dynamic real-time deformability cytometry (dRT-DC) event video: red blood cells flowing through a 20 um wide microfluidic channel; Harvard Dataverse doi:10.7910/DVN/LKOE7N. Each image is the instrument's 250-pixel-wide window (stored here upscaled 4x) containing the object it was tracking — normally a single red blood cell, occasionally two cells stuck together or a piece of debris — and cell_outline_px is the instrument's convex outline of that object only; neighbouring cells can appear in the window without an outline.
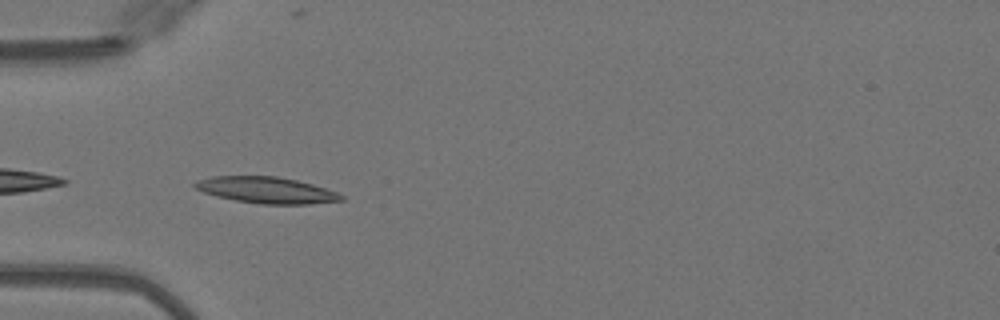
{"species": "Egyptian fruit bat (a non-hibernating species)", "species_latin": "Rousettus aegyptiacus", "temperature_condition": "warm", "stored_images_in_passage": 36, "camera_frame_rate_fps": 3000, "um_per_image_px": 0.085, "animal": {"sex": "female"}, "frame": {"image": 1, "passage_image": 1, "time_ms": 0.0, "image_size_px": [1000, 320], "cell_outline_px": [[344, 200], [308, 204], [260, 204], [236, 200], [216, 196], [204, 192], [196, 188], [192, 184], [196, 180], [212, 176], [276, 176], [296, 180], [312, 184], [336, 192], [344, 196]], "centroid_in_image_um": [22.62, 16.15], "position_along_channel_um": 62.4, "area_um2": 22.31}}
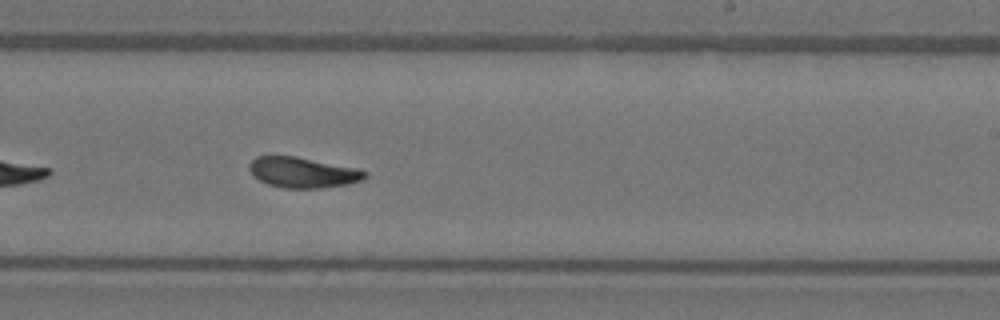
{"frame": {"image": 2, "passage_image": 16, "time_ms": 5.0, "image_size_px": [1000, 320], "cell_outline_px": [[368, 176], [364, 180], [348, 184], [324, 188], [284, 188], [268, 184], [252, 176], [248, 168], [248, 164], [256, 156], [296, 156], [356, 168], [368, 172]], "centroid_in_image_um": [25.74, 14.66], "position_along_channel_um": 263.3, "area_um2": 20.75}}
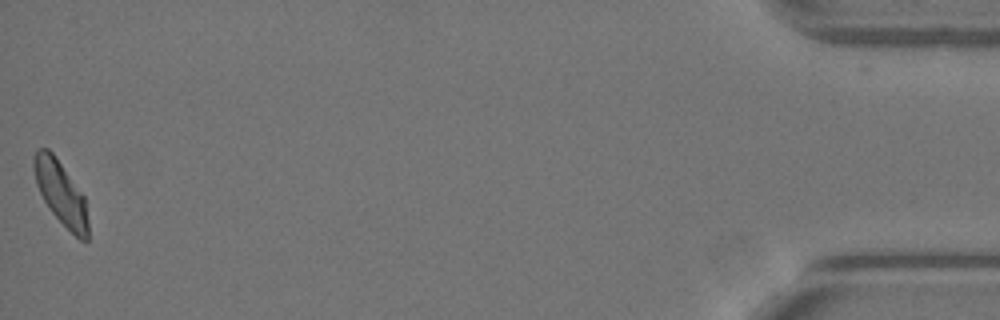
{"frame": {"image": 3, "passage_image": 35, "time_ms": 11.333, "image_size_px": [1000, 320], "cell_outline_px": [[88, 240], [80, 240], [52, 212], [44, 200], [36, 184], [32, 164], [32, 156], [36, 148], [48, 148], [52, 152], [84, 196], [88, 220]], "centroid_in_image_um": [5.14, 16.36], "position_along_channel_um": 430.1, "area_um2": 19.83}, "authors_computed_cell_mechanics": {"area_um2": 20.5768, "velocity_mm_per_s": 4.0797, "shape_relaxation_time_tau1_ms": 3.4911, "shape_relaxation_time_tau2_ms": 2.2189, "deformation_change_tau1": 0.1532, "deformation_change_tau2": 0.0604}}